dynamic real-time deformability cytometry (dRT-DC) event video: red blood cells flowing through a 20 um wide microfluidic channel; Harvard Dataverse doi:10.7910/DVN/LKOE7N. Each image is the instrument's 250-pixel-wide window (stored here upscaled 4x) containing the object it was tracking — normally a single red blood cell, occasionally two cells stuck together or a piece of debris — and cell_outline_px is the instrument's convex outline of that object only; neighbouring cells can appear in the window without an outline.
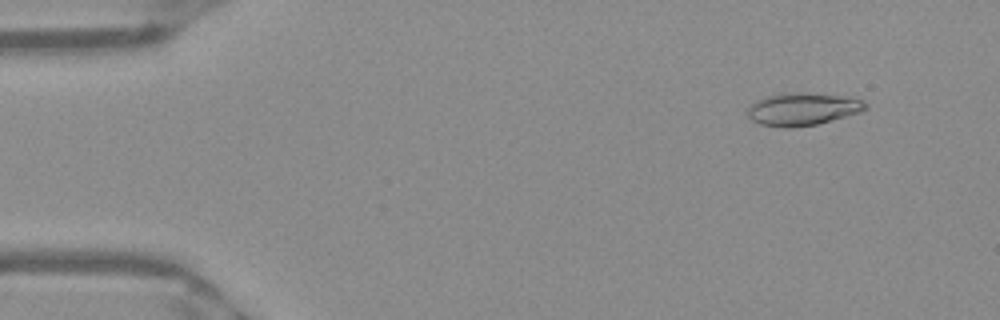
{"species": "Egyptian fruit bat (a non-hibernating species)", "species_latin": "Rousettus aegyptiacus", "temperature_condition": "warm", "stored_images_in_passage": 51, "camera_frame_rate_fps": 3000, "um_per_image_px": 0.085, "frame": {"image": 1, "passage_image": 5, "time_ms": 1.333, "image_size_px": [1000, 320], "cell_outline_px": [[868, 108], [860, 112], [816, 124], [788, 128], [784, 128], [760, 124], [744, 116], [748, 108], [756, 100], [764, 96], [784, 92], [804, 92], [848, 96], [864, 100], [868, 104]], "centroid_in_image_um": [68.2, 9.25], "position_along_channel_um": 16.8, "area_um2": 22.83}}
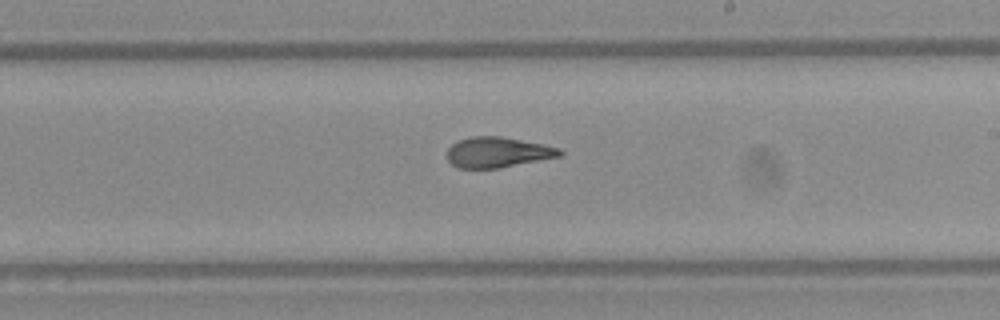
{"frame": {"image": 2, "passage_image": 30, "time_ms": 9.667, "image_size_px": [1000, 320], "cell_outline_px": [[564, 152], [560, 156], [500, 168], [456, 168], [448, 160], [448, 148], [456, 140], [472, 136], [500, 136], [544, 144], [560, 148]], "centroid_in_image_um": [42.29, 12.94], "position_along_channel_um": 246.7, "area_um2": 20.06}}
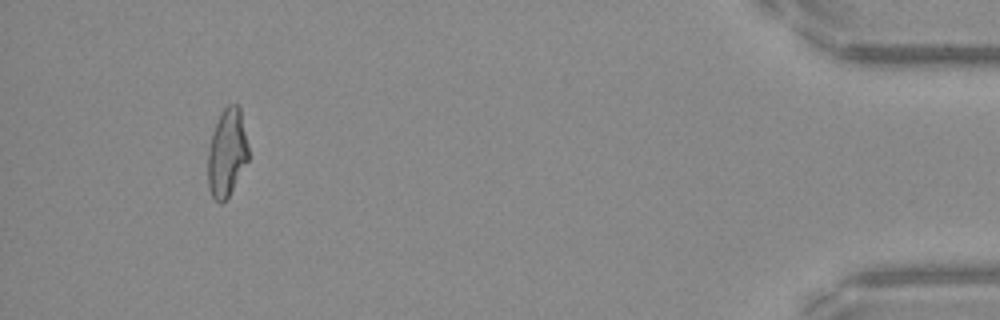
{"frame": {"image": 3, "passage_image": 48, "time_ms": 15.667, "image_size_px": [1000, 320], "cell_outline_px": [[248, 160], [228, 196], [220, 204], [212, 196], [208, 188], [208, 152], [212, 132], [220, 112], [228, 104], [236, 104], [240, 108], [248, 144]], "centroid_in_image_um": [19.28, 12.95], "position_along_channel_um": 415.9, "area_um2": 20.63}, "authors_computed_cell_mechanics": {"area_um2": 20.808, "velocity_mm_per_s": 3.9729, "shape_relaxation_time_tau1_ms": null, "shape_relaxation_time_tau2_ms": 1.8969, "deformation_change_tau1": null, "deformation_change_tau2": 0.1072}}